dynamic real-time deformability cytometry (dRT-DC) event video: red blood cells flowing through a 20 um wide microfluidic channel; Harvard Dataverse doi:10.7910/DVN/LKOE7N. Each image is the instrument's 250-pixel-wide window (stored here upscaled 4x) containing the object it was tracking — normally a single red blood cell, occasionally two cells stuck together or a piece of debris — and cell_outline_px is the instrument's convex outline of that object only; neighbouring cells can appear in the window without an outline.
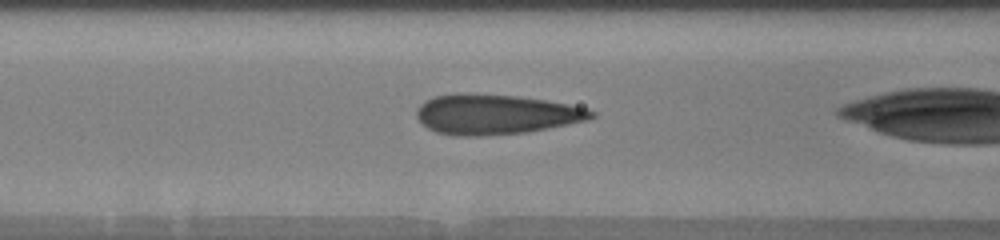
{"species": "human", "species_latin": "Homo sapiens", "temperature_condition": "warm", "stored_images_in_passage": 22, "camera_frame_rate_fps": 3000, "um_per_image_px": 0.085, "donor": {"sex": "male"}, "frame": {"image": 1, "passage_image": 13, "time_ms": 4.333, "image_size_px": [1000, 240], "cell_outline_px": [[596, 116], [588, 120], [528, 132], [480, 136], [456, 136], [436, 132], [428, 128], [416, 116], [416, 112], [420, 104], [424, 100], [436, 96], [456, 92], [460, 92], [516, 96], [544, 100], [568, 104], [588, 108], [596, 112]], "centroid_in_image_um": [42.13, 9.71], "position_along_channel_um": 124.5, "area_um2": 40.92}}
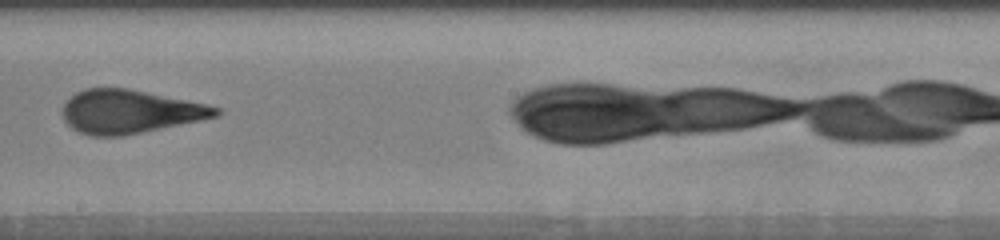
{"frame": {"image": 2, "passage_image": 18, "time_ms": 7.333, "image_size_px": [1000, 240], "cell_outline_px": [[220, 112], [216, 116], [200, 120], [124, 136], [92, 136], [80, 132], [72, 128], [64, 120], [64, 104], [76, 92], [84, 88], [128, 88], [208, 104], [220, 108]], "centroid_in_image_um": [11.04, 9.48], "position_along_channel_um": 237.2, "area_um2": 38.61}}
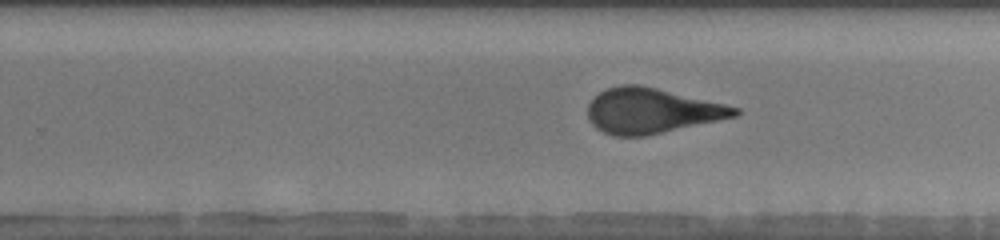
{"frame": {"image": 3, "passage_image": 20, "time_ms": 8.333, "image_size_px": [1000, 240], "cell_outline_px": [[740, 112], [736, 116], [644, 136], [612, 136], [596, 128], [588, 120], [588, 104], [600, 92], [608, 88], [620, 84], [640, 84], [724, 104], [740, 108]], "centroid_in_image_um": [55.34, 9.41], "position_along_channel_um": 274.5, "area_um2": 38.32}}